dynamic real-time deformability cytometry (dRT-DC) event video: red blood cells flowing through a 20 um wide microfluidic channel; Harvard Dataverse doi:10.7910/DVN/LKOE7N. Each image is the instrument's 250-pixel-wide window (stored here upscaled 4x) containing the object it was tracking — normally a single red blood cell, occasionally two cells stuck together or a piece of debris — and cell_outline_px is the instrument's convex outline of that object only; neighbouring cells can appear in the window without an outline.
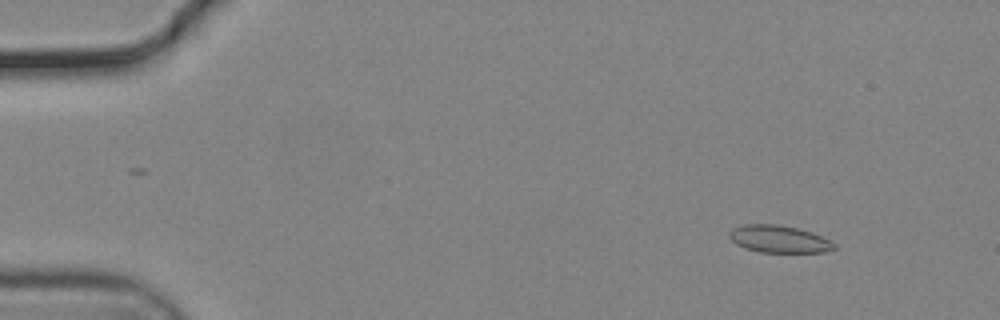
{"species": "common noctule bat (a hibernating species)", "species_latin": "Nyctalus noctula", "temperature_condition": "cold", "stored_images_in_passage": 55, "camera_frame_rate_fps": 3000, "um_per_image_px": 0.085, "animal": {"sex": "male", "body_mass_g": 19.2, "forearm_length_mm": 51.8}, "frame": {"image": 1, "passage_image": 6, "time_ms": 1.667, "image_size_px": [1000, 320], "cell_outline_px": [[836, 248], [824, 252], [760, 252], [744, 248], [736, 244], [728, 236], [728, 232], [732, 228], [744, 224], [776, 224], [796, 228], [812, 232], [836, 244]], "centroid_in_image_um": [66.17, 20.32], "position_along_channel_um": 18.8, "area_um2": 16.65}}
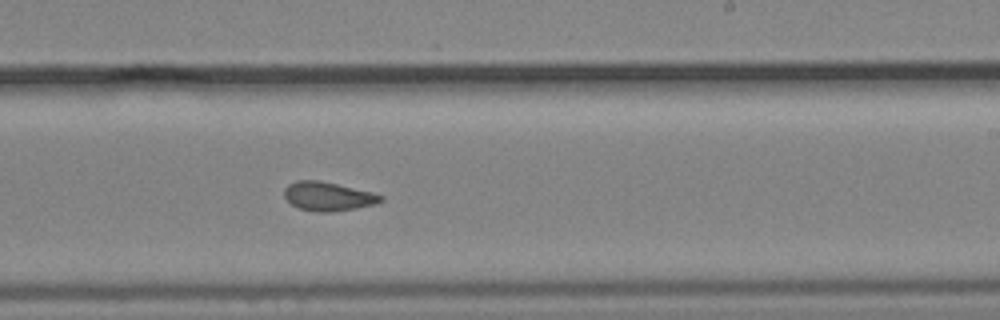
{"frame": {"image": 2, "passage_image": 34, "time_ms": 11.0, "image_size_px": [1000, 320], "cell_outline_px": [[384, 200], [376, 204], [356, 208], [332, 212], [316, 212], [300, 208], [292, 204], [284, 196], [284, 188], [288, 184], [296, 180], [316, 180], [336, 184], [372, 192], [384, 196]], "centroid_in_image_um": [27.89, 16.69], "position_along_channel_um": 261.1, "area_um2": 16.18}}
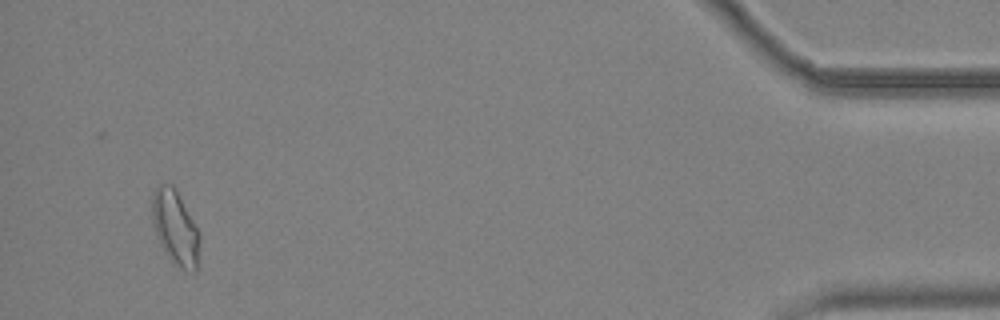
{"frame": {"image": 3, "passage_image": 53, "time_ms": 17.333, "image_size_px": [1000, 320], "cell_outline_px": [[200, 240], [196, 272], [192, 272], [176, 268], [172, 264], [164, 252], [156, 236], [152, 224], [152, 196], [156, 188], [160, 184], [172, 184], [200, 232]], "centroid_in_image_um": [14.89, 19.42], "position_along_channel_um": 420.3, "area_um2": 20.87}, "authors_computed_cell_mechanics": {"area_um2": 16.8198, "velocity_mm_per_s": 3.7107, "shape_relaxation_time_tau1_ms": null, "shape_relaxation_time_tau2_ms": 1.8374, "deformation_change_tau1": null, "deformation_change_tau2": 0.0675}}